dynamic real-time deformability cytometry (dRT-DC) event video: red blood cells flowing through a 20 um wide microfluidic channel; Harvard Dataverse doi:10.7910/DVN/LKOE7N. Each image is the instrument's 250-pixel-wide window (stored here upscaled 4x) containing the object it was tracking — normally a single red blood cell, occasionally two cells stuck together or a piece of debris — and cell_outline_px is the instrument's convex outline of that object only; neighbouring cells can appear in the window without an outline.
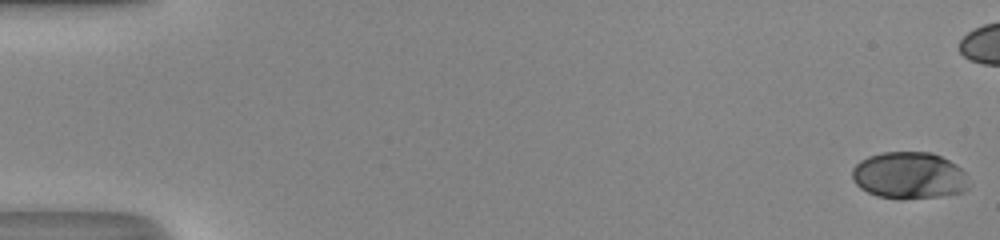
{"species": "human", "species_latin": "Homo sapiens", "temperature_condition": "room temperature", "stored_images_in_passage": 46, "camera_frame_rate_fps": 3000, "um_per_image_px": 0.085, "donor": {"sex": "male"}, "frame": {"image": 1, "passage_image": 1, "time_ms": 0.0, "image_size_px": [1000, 240], "cell_outline_px": [[968, 188], [964, 192], [940, 196], [900, 200], [876, 196], [860, 188], [852, 180], [852, 168], [860, 160], [868, 156], [884, 152], [932, 152], [956, 164], [964, 172]], "centroid_in_image_um": [77.24, 14.93], "position_along_channel_um": 7.8, "area_um2": 32.08}}
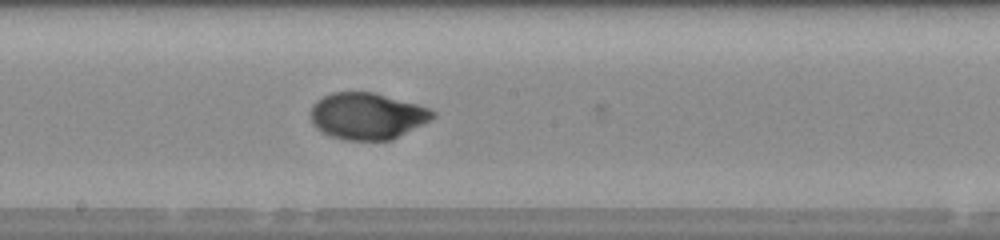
{"frame": {"image": 2, "passage_image": 29, "time_ms": 9.333, "image_size_px": [1000, 240], "cell_outline_px": [[436, 116], [392, 140], [344, 140], [320, 132], [312, 124], [308, 112], [312, 104], [316, 100], [332, 92], [372, 92], [416, 104], [428, 108], [436, 112]], "centroid_in_image_um": [31.13, 9.86], "position_along_channel_um": 217.1, "area_um2": 33.18}}
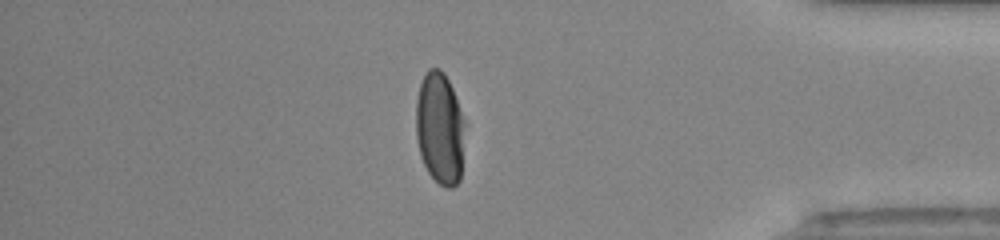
{"frame": {"image": 3, "passage_image": 44, "time_ms": 14.333, "image_size_px": [1000, 240], "cell_outline_px": [[464, 124], [460, 180], [452, 188], [448, 188], [440, 184], [428, 172], [420, 156], [416, 136], [416, 100], [420, 84], [428, 68], [440, 68], [444, 72], [452, 88], [464, 120]], "centroid_in_image_um": [37.36, 10.9], "position_along_channel_um": 397.8, "area_um2": 31.73}}